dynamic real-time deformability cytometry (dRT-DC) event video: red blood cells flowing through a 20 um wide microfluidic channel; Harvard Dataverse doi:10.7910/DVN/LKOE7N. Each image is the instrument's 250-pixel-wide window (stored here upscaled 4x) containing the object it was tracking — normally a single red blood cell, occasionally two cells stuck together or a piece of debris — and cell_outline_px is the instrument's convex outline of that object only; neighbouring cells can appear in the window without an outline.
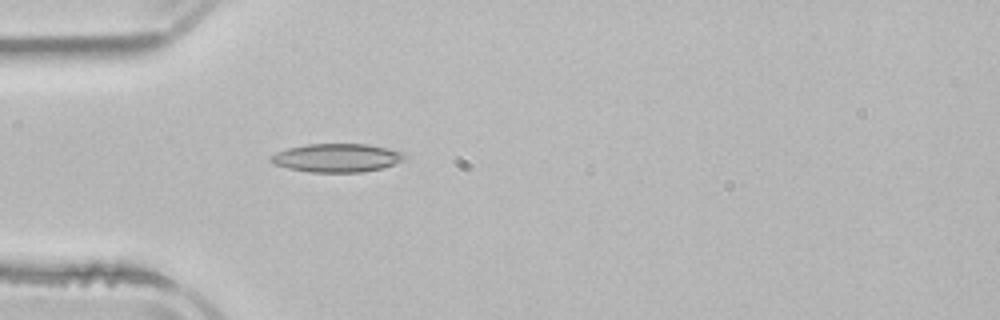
{"species": "common noctule bat (a hibernating species)", "species_latin": "Nyctalus noctula", "temperature_condition": "room temperature", "stored_images_in_passage": 4, "camera_frame_rate_fps": 3000, "um_per_image_px": 0.085, "animal": {"sex": "male", "body_mass_g": 21.5, "forearm_length_mm": 52.0}, "frame": {"image": 1, "passage_image": 4, "time_ms": 4.333, "image_size_px": [1000, 320], "cell_outline_px": [[408, 156], [404, 160], [384, 168], [364, 172], [312, 172], [288, 168], [272, 164], [268, 160], [268, 156], [276, 152], [288, 148], [308, 144], [368, 144], [408, 152]], "centroid_in_image_um": [28.67, 13.41], "position_along_channel_um": 56.3, "area_um2": 22.6}}